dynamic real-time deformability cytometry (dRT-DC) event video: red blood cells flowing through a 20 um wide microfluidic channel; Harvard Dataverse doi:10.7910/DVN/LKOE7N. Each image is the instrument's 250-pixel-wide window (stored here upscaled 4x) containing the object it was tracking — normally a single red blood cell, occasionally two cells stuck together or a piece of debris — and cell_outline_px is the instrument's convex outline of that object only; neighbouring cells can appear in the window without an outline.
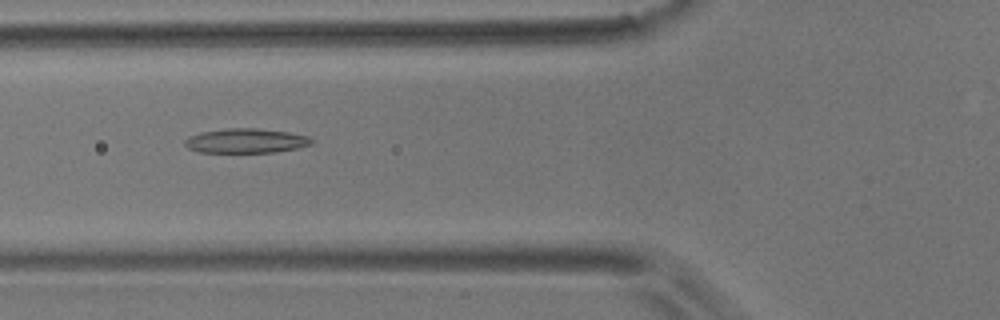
{"species": "common noctule bat (a hibernating species)", "species_latin": "Nyctalus noctula", "temperature_condition": "room temperature", "stored_images_in_passage": 5, "camera_frame_rate_fps": 3000, "um_per_image_px": 0.085, "animal": {"sex": "male", "body_mass_g": 17.9}, "frame": {"image": 1, "passage_image": 2, "time_ms": 1.0, "image_size_px": [1000, 320], "cell_outline_px": [[312, 144], [296, 148], [276, 152], [200, 152], [188, 148], [184, 144], [184, 140], [188, 136], [200, 132], [228, 128], [256, 128], [288, 132], [308, 136], [312, 140]], "centroid_in_image_um": [20.87, 11.96], "position_along_channel_um": 104.9, "area_um2": 18.03}}
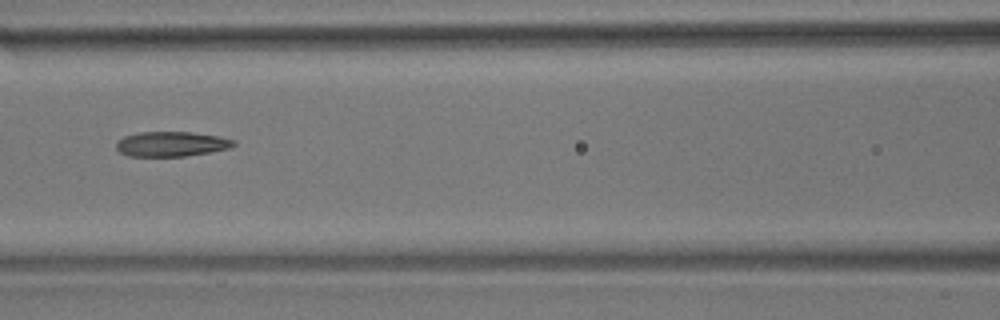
{"frame": {"image": 2, "passage_image": 3, "time_ms": 2.333, "image_size_px": [1000, 320], "cell_outline_px": [[236, 144], [228, 148], [212, 152], [184, 156], [128, 156], [120, 152], [116, 148], [116, 140], [124, 136], [136, 132], [192, 132], [220, 136], [236, 140]], "centroid_in_image_um": [14.56, 12.23], "position_along_channel_um": 152.0, "area_um2": 17.22}}
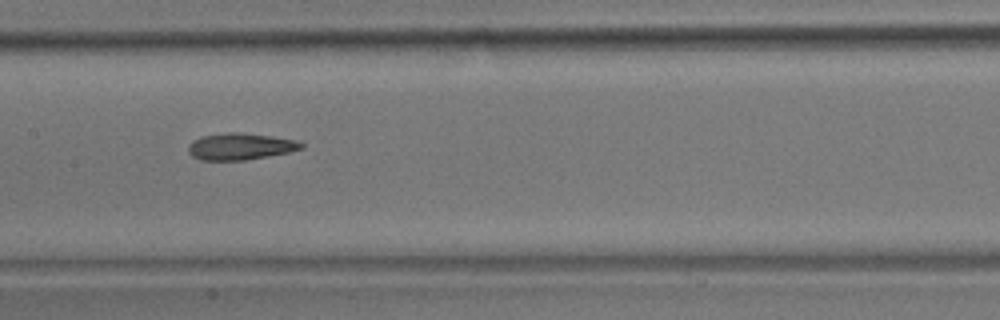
{"frame": {"image": 3, "passage_image": 4, "time_ms": 3.333, "image_size_px": [1000, 320], "cell_outline_px": [[304, 148], [288, 152], [268, 156], [244, 160], [200, 160], [192, 156], [188, 152], [188, 144], [192, 140], [200, 136], [228, 132], [236, 132], [272, 136], [296, 140], [304, 144]], "centroid_in_image_um": [20.39, 12.44], "position_along_channel_um": 187.0, "area_um2": 17.63}}